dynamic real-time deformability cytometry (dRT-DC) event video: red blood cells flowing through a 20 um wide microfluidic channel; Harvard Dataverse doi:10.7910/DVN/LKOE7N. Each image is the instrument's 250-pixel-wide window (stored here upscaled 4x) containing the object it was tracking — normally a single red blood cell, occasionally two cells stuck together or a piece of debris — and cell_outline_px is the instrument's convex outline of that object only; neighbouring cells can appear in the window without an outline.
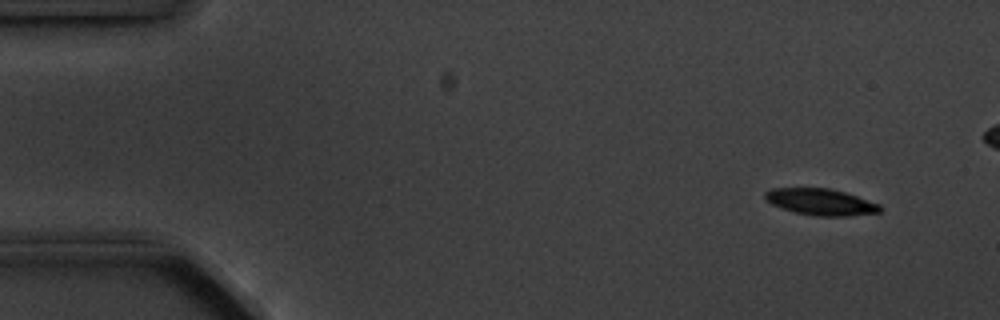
{"species": "common noctule bat (a hibernating species)", "species_latin": "Nyctalus noctula", "temperature_condition": "cold", "stored_images_in_passage": 5, "camera_frame_rate_fps": 3000, "um_per_image_px": 0.085, "animal": {"sex": "male", "body_mass_g": 20.1, "forearm_length_mm": 53.5}, "frame": {"image": 1, "passage_image": 1, "time_ms": 0.0, "image_size_px": [1000, 320], "cell_outline_px": [[880, 212], [848, 216], [816, 216], [796, 212], [780, 208], [764, 200], [764, 192], [772, 188], [828, 188], [844, 192], [880, 204]], "centroid_in_image_um": [69.71, 17.16], "position_along_channel_um": 15.3, "area_um2": 17.69}}